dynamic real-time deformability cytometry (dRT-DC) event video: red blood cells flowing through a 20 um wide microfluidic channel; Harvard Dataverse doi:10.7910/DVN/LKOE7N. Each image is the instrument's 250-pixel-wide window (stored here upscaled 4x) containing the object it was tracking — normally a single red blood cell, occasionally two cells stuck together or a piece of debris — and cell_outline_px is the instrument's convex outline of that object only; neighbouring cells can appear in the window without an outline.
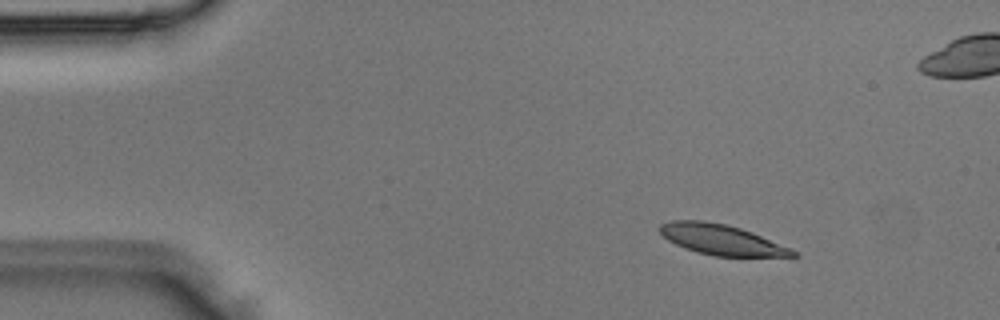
{"species": "Egyptian fruit bat (a non-hibernating species)", "species_latin": "Rousettus aegyptiacus", "temperature_condition": "room temperature", "stored_images_in_passage": 4, "camera_frame_rate_fps": 3000, "um_per_image_px": 0.085, "animal": {"sex": "male"}, "frame": {"image": 1, "passage_image": 1, "time_ms": 0.0, "image_size_px": [1000, 320], "cell_outline_px": [[800, 256], [716, 256], [696, 252], [676, 244], [668, 240], [660, 232], [660, 224], [672, 220], [704, 220], [728, 224], [752, 232], [792, 248]], "centroid_in_image_um": [61.33, 20.36], "position_along_channel_um": 23.7, "area_um2": 23.47}}